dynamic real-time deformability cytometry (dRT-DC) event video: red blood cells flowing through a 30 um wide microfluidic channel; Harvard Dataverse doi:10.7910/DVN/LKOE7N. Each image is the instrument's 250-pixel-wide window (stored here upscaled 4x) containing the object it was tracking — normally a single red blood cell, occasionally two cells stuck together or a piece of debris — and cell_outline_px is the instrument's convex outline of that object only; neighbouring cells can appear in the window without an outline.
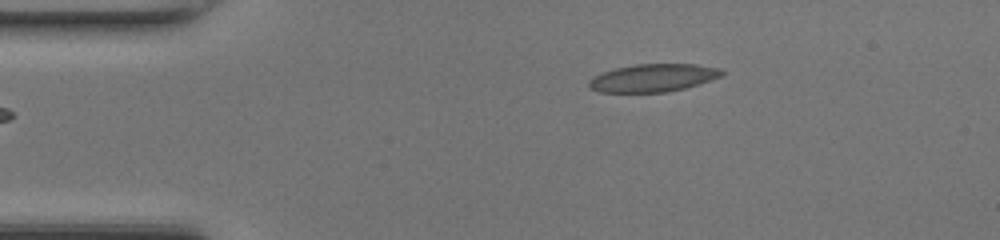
{"species": "common noctule bat (a hibernating species)", "species_latin": "Nyctalus noctula", "temperature_condition": "room temperature", "stored_images_in_passage": 39, "camera_frame_rate_fps": 3000, "um_per_image_px": 0.085, "animal": {"sex": "female", "body_mass_g": 17.0, "forearm_length_mm": 48.0}, "frame": {"image": 1, "passage_image": 1, "time_ms": 0.0, "image_size_px": [1000, 240], "cell_outline_px": [[724, 72], [720, 76], [684, 88], [668, 92], [600, 92], [592, 88], [588, 84], [588, 80], [592, 76], [616, 68], [636, 64], [696, 64], [720, 68]], "centroid_in_image_um": [55.48, 6.61], "position_along_channel_um": 29.5, "area_um2": 21.27}}
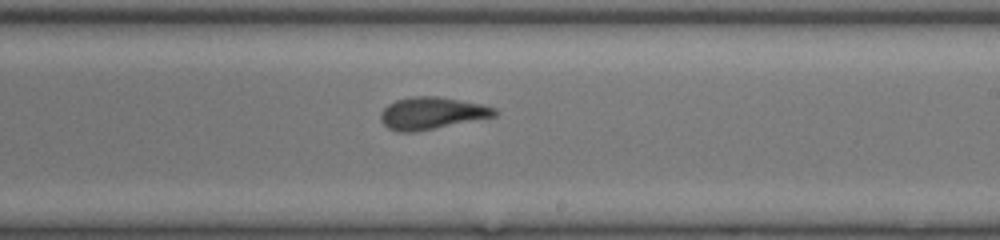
{"frame": {"image": 2, "passage_image": 20, "time_ms": 6.333, "image_size_px": [1000, 240], "cell_outline_px": [[496, 116], [412, 132], [400, 132], [388, 128], [380, 120], [380, 112], [388, 104], [396, 100], [412, 96], [436, 96], [460, 100], [480, 104], [496, 108]], "centroid_in_image_um": [36.66, 9.61], "position_along_channel_um": 252.3, "area_um2": 21.04}}
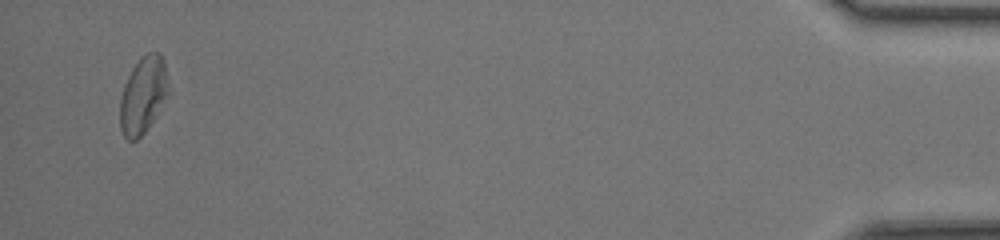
{"frame": {"image": 3, "passage_image": 38, "time_ms": 12.333, "image_size_px": [1000, 240], "cell_outline_px": [[168, 92], [156, 116], [144, 132], [136, 140], [128, 140], [124, 136], [120, 128], [120, 96], [124, 84], [132, 68], [140, 56], [148, 52], [160, 52], [164, 60], [168, 84]], "centroid_in_image_um": [12.15, 8.05], "position_along_channel_um": 423.1, "area_um2": 21.62}, "authors_computed_cell_mechanics": {"area_um2": 21.4438, "velocity_mm_per_s": 4.3615, "shape_relaxation_time_tau1_ms": 4.3783, "shape_relaxation_time_tau2_ms": 1.7616, "deformation_change_tau1": 0.1855, "deformation_change_tau2": 0.1095}}